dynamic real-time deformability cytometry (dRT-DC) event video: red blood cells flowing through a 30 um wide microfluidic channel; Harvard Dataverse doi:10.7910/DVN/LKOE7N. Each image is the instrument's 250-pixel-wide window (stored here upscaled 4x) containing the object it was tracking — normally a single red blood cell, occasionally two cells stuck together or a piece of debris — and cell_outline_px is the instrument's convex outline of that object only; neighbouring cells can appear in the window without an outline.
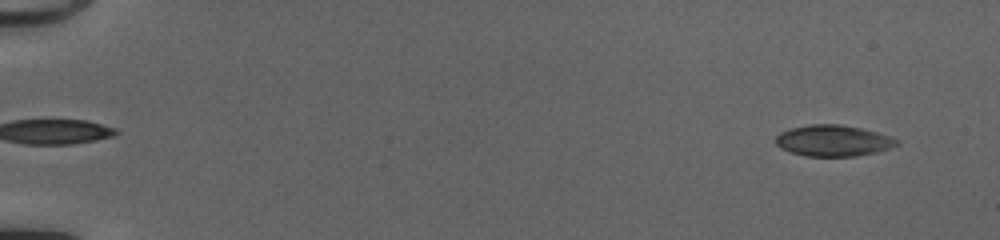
{"species": "common noctule bat (a hibernating species)", "species_latin": "Nyctalus noctula", "temperature_condition": "cold", "stored_images_in_passage": 50, "camera_frame_rate_fps": 3000, "um_per_image_px": 0.085, "animal": {"sex": "female", "body_mass_g": 20.0, "forearm_length_mm": 54.0}, "frame": {"image": 1, "passage_image": 3, "time_ms": 0.667, "image_size_px": [1000, 240], "cell_outline_px": [[900, 144], [892, 148], [876, 152], [856, 156], [804, 156], [780, 148], [776, 144], [776, 136], [780, 132], [792, 128], [808, 124], [840, 124], [860, 128], [892, 136], [900, 140]], "centroid_in_image_um": [70.86, 11.96], "position_along_channel_um": 14.1, "area_um2": 22.14}}
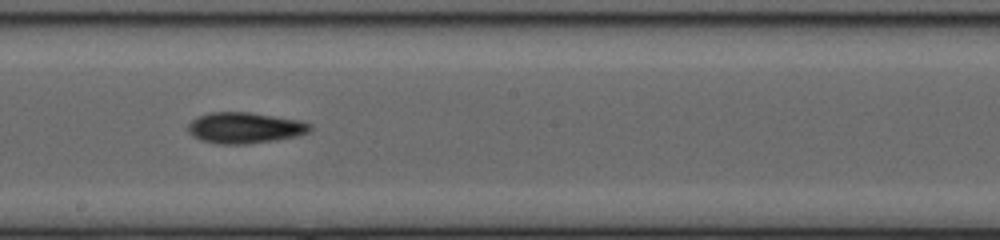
{"frame": {"image": 2, "passage_image": 30, "time_ms": 9.667, "image_size_px": [1000, 240], "cell_outline_px": [[312, 128], [308, 132], [296, 136], [276, 140], [248, 144], [216, 144], [200, 140], [192, 136], [188, 132], [188, 124], [196, 116], [208, 112], [248, 112], [300, 120], [312, 124]], "centroid_in_image_um": [20.78, 10.87], "position_along_channel_um": 227.4, "area_um2": 22.25}}
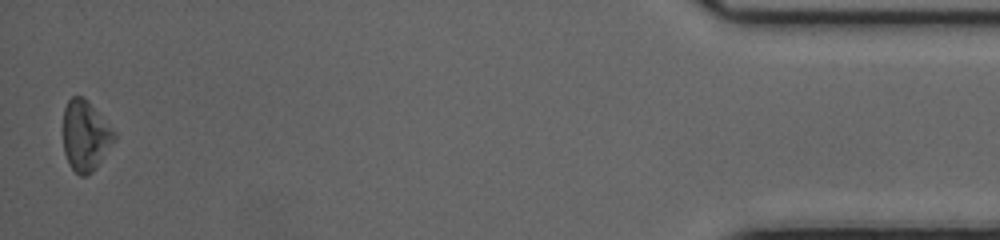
{"frame": {"image": 3, "passage_image": 50, "time_ms": 16.333, "image_size_px": [1000, 240], "cell_outline_px": [[116, 140], [92, 172], [88, 176], [80, 176], [68, 164], [64, 152], [64, 108], [68, 100], [72, 96], [84, 96], [88, 100], [116, 132]], "centroid_in_image_um": [7.27, 11.53], "position_along_channel_um": 427.9, "area_um2": 21.1}, "authors_computed_cell_mechanics": {"area_um2": 21.6461, "velocity_mm_per_s": 4.1604, "shape_relaxation_time_tau1_ms": 2.2687, "shape_relaxation_time_tau2_ms": null, "deformation_change_tau1": 0.0927, "deformation_change_tau2": null}}